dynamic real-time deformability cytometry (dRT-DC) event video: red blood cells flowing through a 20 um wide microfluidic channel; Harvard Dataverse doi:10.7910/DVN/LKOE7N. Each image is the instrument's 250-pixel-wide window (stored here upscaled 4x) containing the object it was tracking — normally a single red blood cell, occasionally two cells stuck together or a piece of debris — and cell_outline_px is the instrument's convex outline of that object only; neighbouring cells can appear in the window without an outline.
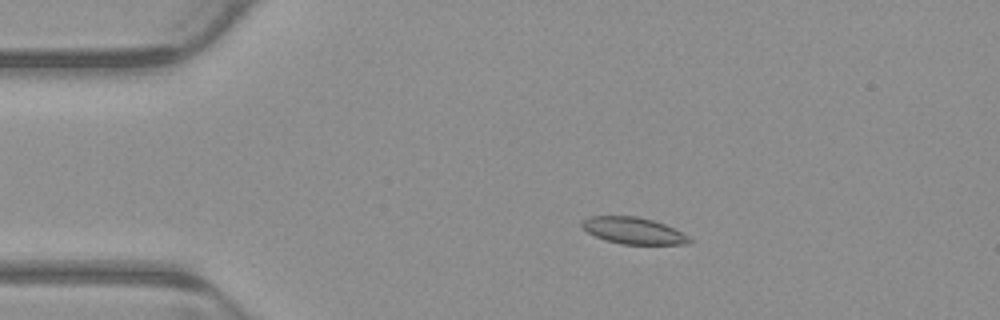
{"species": "common noctule bat (a hibernating species)", "species_latin": "Nyctalus noctula", "temperature_condition": "warm", "stored_images_in_passage": 4, "camera_frame_rate_fps": 3000, "um_per_image_px": 0.085, "animal": {"sex": "male", "body_mass_g": 23.1, "forearm_length_mm": 52.7}, "frame": {"image": 1, "passage_image": 2, "time_ms": 0.333, "image_size_px": [1000, 320], "cell_outline_px": [[692, 240], [688, 244], [620, 244], [604, 240], [588, 232], [580, 224], [580, 220], [588, 216], [636, 216], [652, 220], [664, 224], [688, 236]], "centroid_in_image_um": [53.78, 19.6], "position_along_channel_um": 31.2, "area_um2": 16.59}}
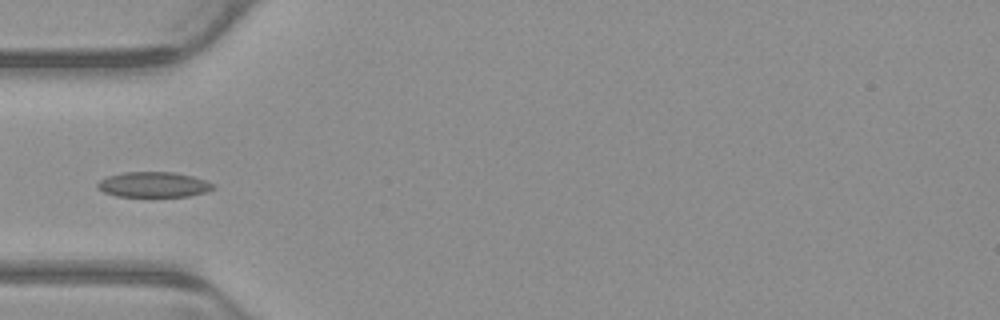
{"frame": {"image": 2, "passage_image": 4, "time_ms": 1.0, "image_size_px": [1000, 320], "cell_outline_px": [[216, 188], [208, 192], [188, 196], [116, 196], [104, 192], [96, 188], [96, 184], [100, 180], [108, 176], [124, 172], [172, 172], [192, 176], [204, 180], [212, 184]], "centroid_in_image_um": [13.04, 15.69], "position_along_channel_um": 72.0, "area_um2": 16.99}}